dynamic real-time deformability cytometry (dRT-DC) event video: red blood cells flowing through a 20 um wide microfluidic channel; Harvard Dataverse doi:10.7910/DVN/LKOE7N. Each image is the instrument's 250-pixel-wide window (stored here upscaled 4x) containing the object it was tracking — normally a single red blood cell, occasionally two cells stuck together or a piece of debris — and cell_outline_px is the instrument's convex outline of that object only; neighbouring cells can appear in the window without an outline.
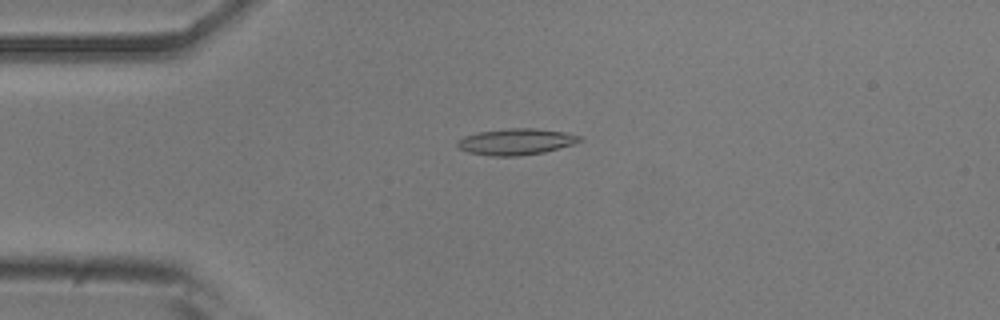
{"species": "common noctule bat (a hibernating species)", "species_latin": "Nyctalus noctula", "temperature_condition": "room temperature", "stored_images_in_passage": 47, "camera_frame_rate_fps": 3000, "um_per_image_px": 0.085, "animal": {"sex": "male", "body_mass_g": 20.5, "forearm_length_mm": 52.5}, "frame": {"image": 1, "passage_image": 6, "time_ms": 1.667, "image_size_px": [1000, 320], "cell_outline_px": [[584, 140], [572, 144], [544, 152], [520, 156], [492, 156], [468, 152], [460, 148], [456, 144], [456, 140], [464, 136], [476, 132], [508, 128], [536, 128], [564, 132], [580, 136]], "centroid_in_image_um": [43.83, 12.04], "position_along_channel_um": 41.2, "area_um2": 18.79}}
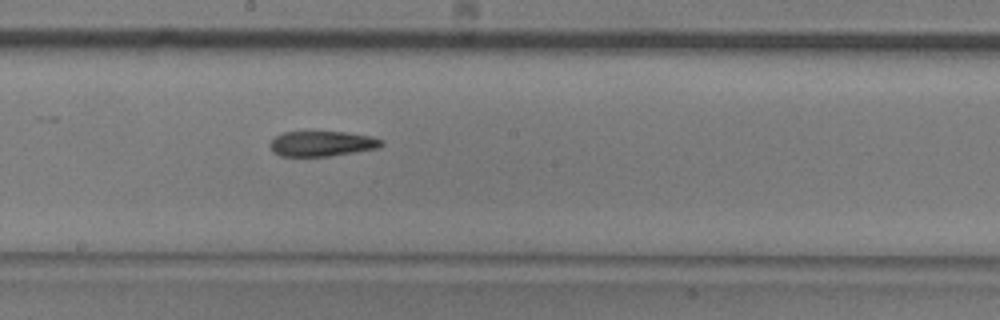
{"frame": {"image": 2, "passage_image": 22, "time_ms": 7.0, "image_size_px": [1000, 320], "cell_outline_px": [[384, 144], [376, 148], [328, 156], [280, 156], [272, 152], [268, 144], [276, 136], [284, 132], [344, 132], [372, 136], [384, 140]], "centroid_in_image_um": [27.34, 12.21], "position_along_channel_um": 220.9, "area_um2": 16.3}}
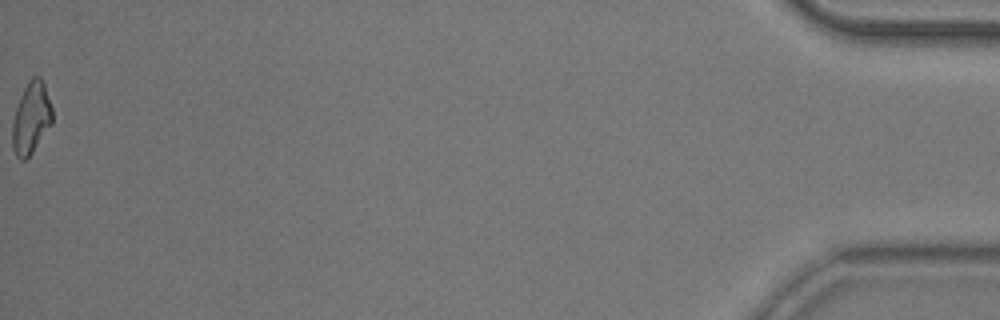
{"frame": {"image": 3, "passage_image": 47, "time_ms": 15.333, "image_size_px": [1000, 320], "cell_outline_px": [[52, 124], [32, 152], [24, 160], [20, 160], [16, 156], [12, 148], [12, 120], [20, 96], [28, 80], [32, 76], [40, 76], [44, 80], [52, 108]], "centroid_in_image_um": [2.65, 10.0], "position_along_channel_um": 432.6, "area_um2": 16.88}, "authors_computed_cell_mechanics": {"area_um2": 17.1666, "velocity_mm_per_s": 3.774, "shape_relaxation_time_tau1_ms": 7.9168, "shape_relaxation_time_tau2_ms": 6.3704, "deformation_change_tau1": 0.2162, "deformation_change_tau2": 0.1602}}